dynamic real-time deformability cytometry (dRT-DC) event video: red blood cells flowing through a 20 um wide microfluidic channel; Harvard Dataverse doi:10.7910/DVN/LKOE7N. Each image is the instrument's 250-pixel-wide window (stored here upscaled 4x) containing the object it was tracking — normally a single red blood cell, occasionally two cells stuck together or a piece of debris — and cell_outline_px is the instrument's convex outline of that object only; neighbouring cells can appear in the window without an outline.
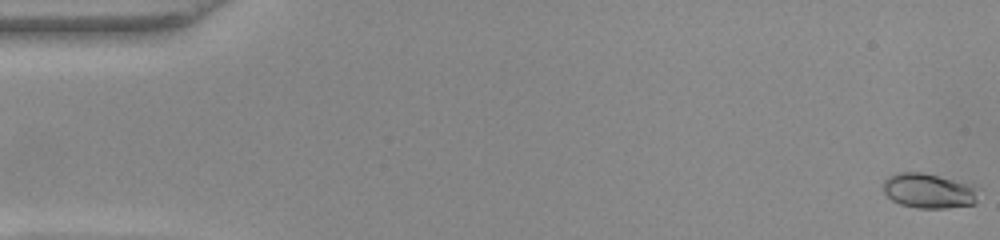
{"species": "common noctule bat (a hibernating species)", "species_latin": "Nyctalus noctula", "temperature_condition": "warm", "stored_images_in_passage": 51, "camera_frame_rate_fps": 3000, "um_per_image_px": 0.085, "animal": {"sex": "female", "body_mass_g": 22.0, "forearm_length_mm": 56.7}, "frame": {"image": 1, "passage_image": 1, "time_ms": 0.0, "image_size_px": [1000, 240], "cell_outline_px": [[980, 188], [976, 204], [948, 208], [916, 208], [900, 204], [892, 200], [884, 192], [884, 180], [888, 176], [900, 172], [920, 172], [952, 180]], "centroid_in_image_um": [78.95, 16.24], "position_along_channel_um": 6.0, "area_um2": 19.25}}
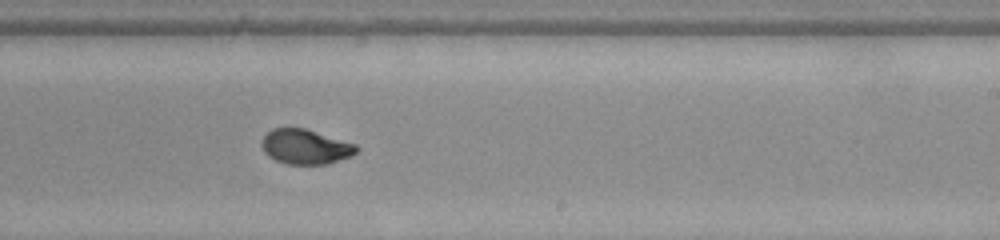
{"frame": {"image": 2, "passage_image": 31, "time_ms": 10.0, "image_size_px": [1000, 240], "cell_outline_px": [[360, 148], [352, 156], [328, 164], [284, 164], [268, 156], [264, 152], [260, 144], [264, 136], [272, 128], [304, 128], [356, 144]], "centroid_in_image_um": [25.96, 12.48], "position_along_channel_um": 263.0, "area_um2": 19.31}}
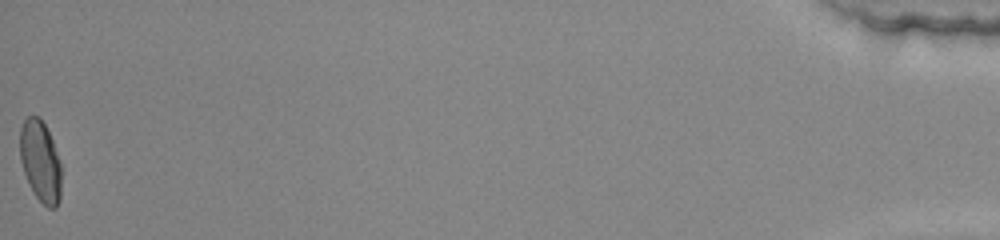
{"frame": {"image": 3, "passage_image": 51, "time_ms": 16.667, "image_size_px": [1000, 240], "cell_outline_px": [[60, 200], [56, 208], [48, 208], [36, 196], [24, 172], [20, 160], [20, 128], [24, 120], [28, 116], [40, 116], [52, 140], [60, 164]], "centroid_in_image_um": [3.42, 13.69], "position_along_channel_um": 431.8, "area_um2": 19.25}, "authors_computed_cell_mechanics": {"area_um2": 19.4208, "velocity_mm_per_s": 4.0923, "shape_relaxation_time_tau1_ms": 4.3126, "shape_relaxation_time_tau2_ms": 0.8812, "deformation_change_tau1": 0.198, "deformation_change_tau2": 0.037}}